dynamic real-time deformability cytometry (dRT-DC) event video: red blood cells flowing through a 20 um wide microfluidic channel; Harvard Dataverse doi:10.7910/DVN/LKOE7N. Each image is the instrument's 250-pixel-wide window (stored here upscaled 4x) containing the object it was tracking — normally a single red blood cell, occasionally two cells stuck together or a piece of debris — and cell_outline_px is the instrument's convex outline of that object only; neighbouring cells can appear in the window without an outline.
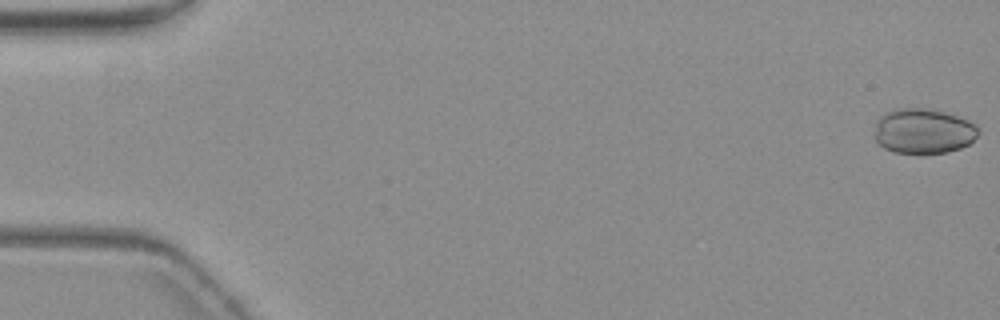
{"species": "common noctule bat (a hibernating species)", "species_latin": "Nyctalus noctula", "temperature_condition": "warm", "stored_images_in_passage": 57, "camera_frame_rate_fps": 3000, "um_per_image_px": 0.085, "animal": {"sex": "female", "body_mass_g": 19.3, "forearm_length_mm": 54.1}, "frame": {"image": 1, "passage_image": 1, "time_ms": 0.0, "image_size_px": [1000, 320], "cell_outline_px": [[980, 132], [968, 144], [960, 148], [948, 152], [896, 152], [884, 148], [876, 140], [876, 120], [884, 112], [896, 108], [932, 108], [968, 120], [976, 124]], "centroid_in_image_um": [78.49, 11.11], "position_along_channel_um": 6.5, "area_um2": 27.11}}
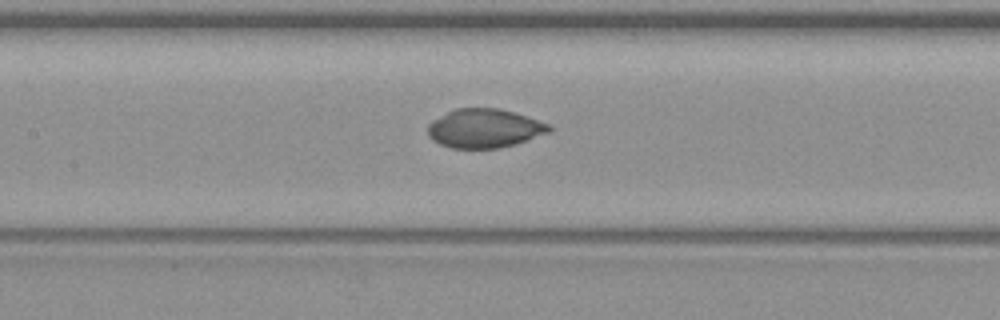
{"frame": {"image": 2, "passage_image": 27, "time_ms": 8.667, "image_size_px": [1000, 320], "cell_outline_px": [[552, 128], [548, 132], [528, 140], [516, 144], [500, 148], [452, 148], [440, 144], [432, 140], [428, 136], [428, 124], [432, 120], [456, 108], [500, 108], [548, 124]], "centroid_in_image_um": [41.13, 10.92], "position_along_channel_um": 166.3, "area_um2": 27.28}}
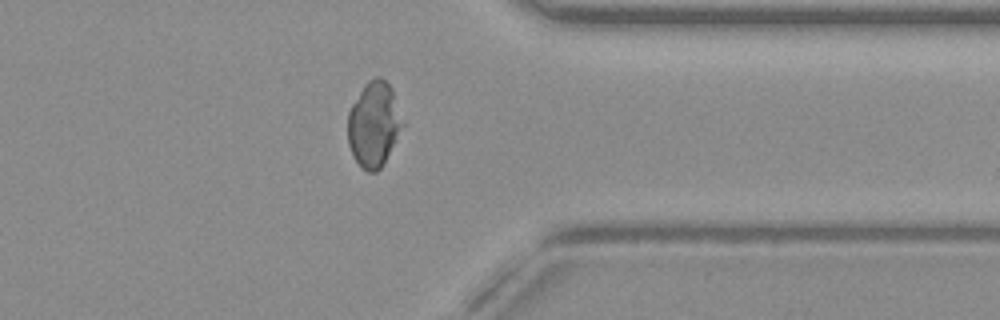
{"frame": {"image": 3, "passage_image": 45, "time_ms": 14.667, "image_size_px": [1000, 320], "cell_outline_px": [[404, 124], [384, 164], [376, 172], [368, 172], [360, 168], [352, 156], [348, 144], [348, 112], [352, 104], [364, 84], [368, 80], [376, 76], [380, 76], [392, 88]], "centroid_in_image_um": [31.76, 10.59], "position_along_channel_um": 379.6, "area_um2": 27.34}}